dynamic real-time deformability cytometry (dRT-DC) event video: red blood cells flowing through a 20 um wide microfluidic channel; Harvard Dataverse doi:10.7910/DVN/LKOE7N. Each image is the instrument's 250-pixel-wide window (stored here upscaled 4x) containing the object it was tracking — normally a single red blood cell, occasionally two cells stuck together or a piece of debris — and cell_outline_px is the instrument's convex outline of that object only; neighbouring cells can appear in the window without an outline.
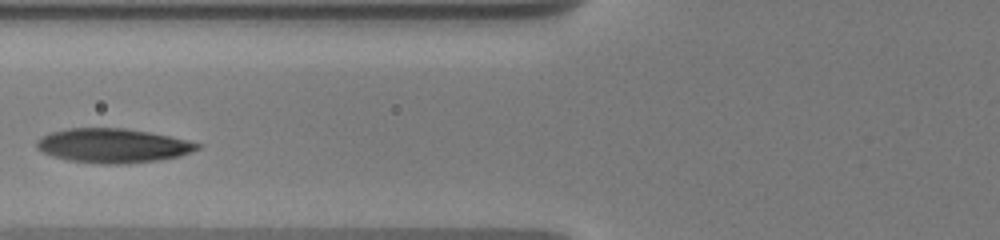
{"species": "human", "species_latin": "Homo sapiens", "temperature_condition": "warm", "stored_images_in_passage": 3, "camera_frame_rate_fps": 3000, "um_per_image_px": 0.085, "donor": {"sex": "male"}, "frame": {"image": 1, "passage_image": 3, "time_ms": 2.333, "image_size_px": [1000, 240], "cell_outline_px": [[204, 144], [200, 148], [180, 156], [160, 160], [120, 164], [100, 164], [68, 160], [52, 156], [36, 148], [36, 140], [40, 136], [52, 132], [68, 128], [124, 128], [148, 132], [188, 140]], "centroid_in_image_um": [9.59, 12.38], "position_along_channel_um": 116.2, "area_um2": 32.14}}